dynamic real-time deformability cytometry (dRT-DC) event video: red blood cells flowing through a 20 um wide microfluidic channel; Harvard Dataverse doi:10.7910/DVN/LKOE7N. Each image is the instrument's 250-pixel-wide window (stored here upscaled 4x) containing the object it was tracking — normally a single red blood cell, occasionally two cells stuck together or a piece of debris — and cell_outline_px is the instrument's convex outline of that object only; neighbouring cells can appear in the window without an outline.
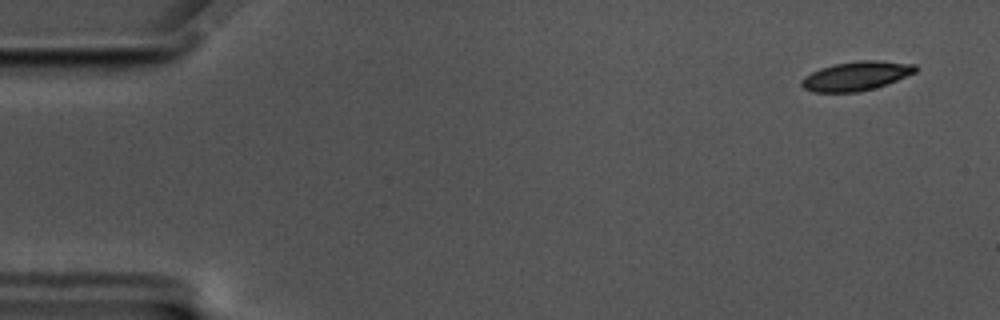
{"species": "common noctule bat (a hibernating species)", "species_latin": "Nyctalus noctula", "temperature_condition": "cold", "stored_images_in_passage": 58, "camera_frame_rate_fps": 3000, "um_per_image_px": 0.085, "animal": {"sex": "male", "body_mass_g": 17.5, "forearm_length_mm": 52.3}, "frame": {"image": 1, "passage_image": 4, "time_ms": 1.0, "image_size_px": [1000, 320], "cell_outline_px": [[920, 68], [916, 72], [876, 88], [856, 92], [812, 92], [804, 88], [800, 84], [800, 80], [804, 76], [820, 68], [832, 64], [860, 60], [880, 60], [916, 64]], "centroid_in_image_um": [72.78, 6.45], "position_along_channel_um": 12.2, "area_um2": 19.54}}
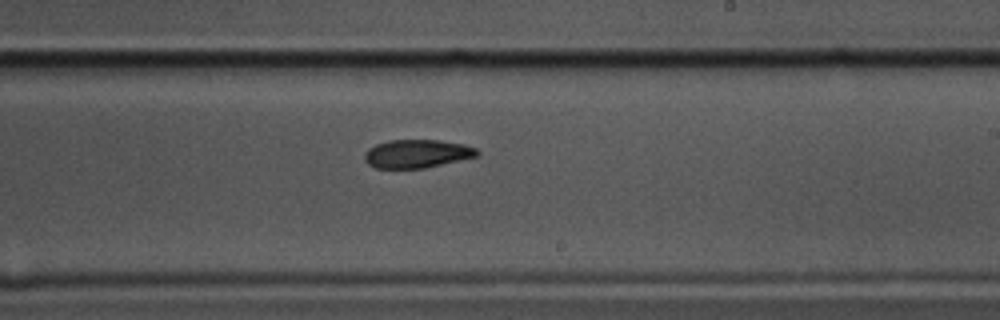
{"frame": {"image": 2, "passage_image": 35, "time_ms": 11.333, "image_size_px": [1000, 320], "cell_outline_px": [[480, 156], [424, 168], [376, 168], [368, 164], [364, 160], [364, 152], [368, 148], [376, 144], [388, 140], [440, 140], [464, 144], [476, 148], [480, 152]], "centroid_in_image_um": [35.45, 13.06], "position_along_channel_um": 253.5, "area_um2": 18.79}}
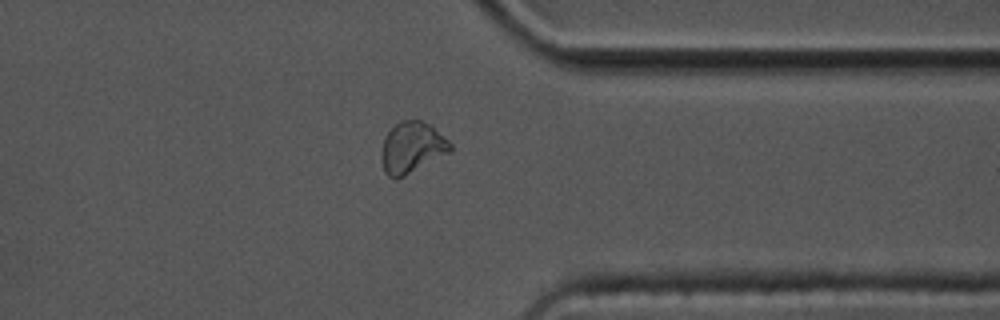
{"frame": {"image": 3, "passage_image": 46, "time_ms": 15.0, "image_size_px": [1000, 320], "cell_outline_px": [[452, 148], [448, 152], [404, 176], [388, 176], [384, 172], [380, 160], [380, 156], [384, 136], [400, 120], [416, 116], [428, 124], [448, 140], [452, 144]], "centroid_in_image_um": [34.96, 12.48], "position_along_channel_um": 376.4, "area_um2": 20.4}, "authors_computed_cell_mechanics": {"area_um2": 19.9699, "velocity_mm_per_s": 3.4828, "shape_relaxation_time_tau1_ms": null, "shape_relaxation_time_tau2_ms": 10.6155, "deformation_change_tau1": null, "deformation_change_tau2": 0.1486}}